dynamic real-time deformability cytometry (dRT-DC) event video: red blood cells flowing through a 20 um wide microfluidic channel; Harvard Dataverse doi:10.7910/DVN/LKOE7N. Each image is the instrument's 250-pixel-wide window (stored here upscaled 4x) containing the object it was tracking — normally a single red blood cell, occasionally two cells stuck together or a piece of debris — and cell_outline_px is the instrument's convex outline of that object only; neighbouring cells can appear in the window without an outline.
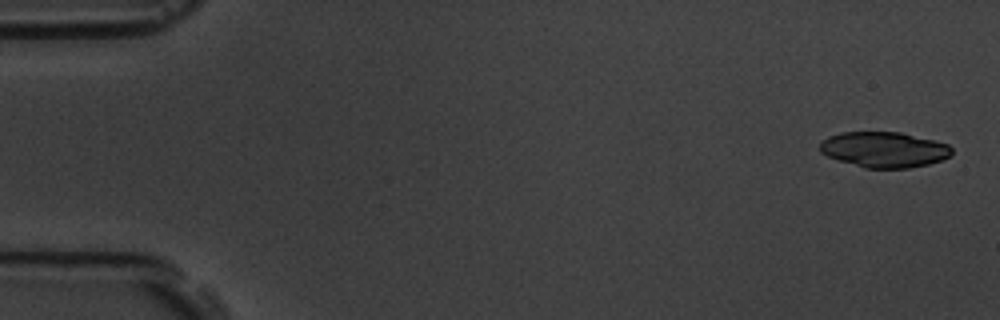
{"species": "common noctule bat (a hibernating species)", "species_latin": "Nyctalus noctula", "temperature_condition": "room temperature", "stored_images_in_passage": 5, "camera_frame_rate_fps": 3000, "um_per_image_px": 0.085, "animal": {"sex": "male", "body_mass_g": 19.5, "forearm_length_mm": 54.6}, "frame": {"image": 1, "passage_image": 1, "time_ms": 0.0, "image_size_px": [1000, 320], "cell_outline_px": [[952, 156], [928, 164], [908, 168], [864, 168], [828, 156], [820, 152], [820, 140], [828, 136], [840, 132], [900, 132], [936, 140], [948, 144], [952, 148]], "centroid_in_image_um": [75.16, 12.7], "position_along_channel_um": 9.8, "area_um2": 27.46}}